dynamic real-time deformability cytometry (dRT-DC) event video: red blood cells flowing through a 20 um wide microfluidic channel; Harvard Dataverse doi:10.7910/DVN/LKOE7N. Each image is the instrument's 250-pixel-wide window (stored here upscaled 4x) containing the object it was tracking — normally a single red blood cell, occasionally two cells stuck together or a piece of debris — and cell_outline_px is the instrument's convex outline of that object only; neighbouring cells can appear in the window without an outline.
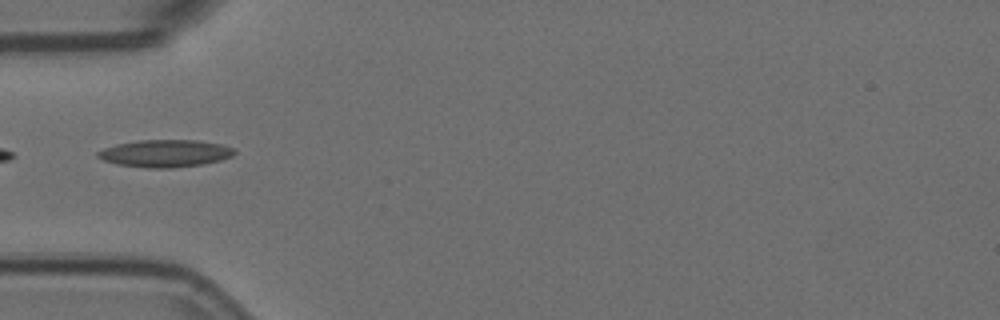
{"species": "Egyptian fruit bat (a non-hibernating species)", "species_latin": "Rousettus aegyptiacus", "temperature_condition": "room temperature", "stored_images_in_passage": 12, "camera_frame_rate_fps": 3000, "um_per_image_px": 0.085, "animal": {"sex": "female"}, "frame": {"image": 1, "passage_image": 2, "time_ms": 0.333, "image_size_px": [1000, 320], "cell_outline_px": [[236, 152], [232, 156], [220, 160], [204, 164], [172, 168], [148, 168], [116, 164], [104, 160], [96, 156], [96, 152], [104, 148], [116, 144], [140, 140], [196, 140], [224, 144], [236, 148]], "centroid_in_image_um": [14.07, 13.03], "position_along_channel_um": 70.9, "area_um2": 21.96}}
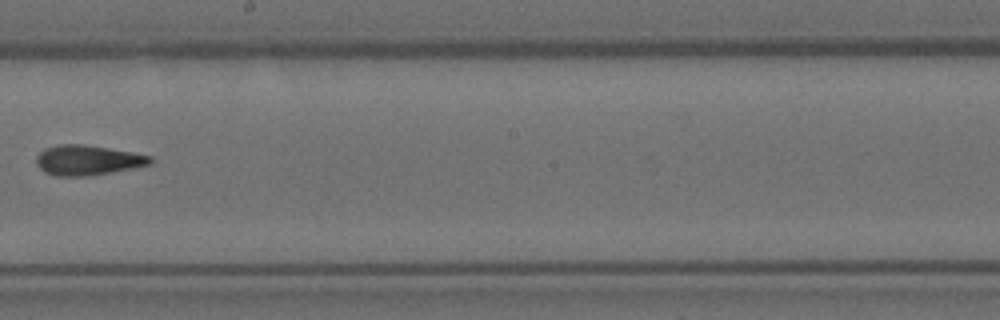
{"frame": {"image": 2, "passage_image": 6, "time_ms": 1.667, "image_size_px": [1000, 320], "cell_outline_px": [[152, 164], [88, 176], [56, 176], [44, 172], [36, 164], [36, 156], [44, 148], [60, 144], [84, 144], [132, 152], [152, 156]], "centroid_in_image_um": [7.42, 13.61], "position_along_channel_um": 240.8, "area_um2": 19.88}}
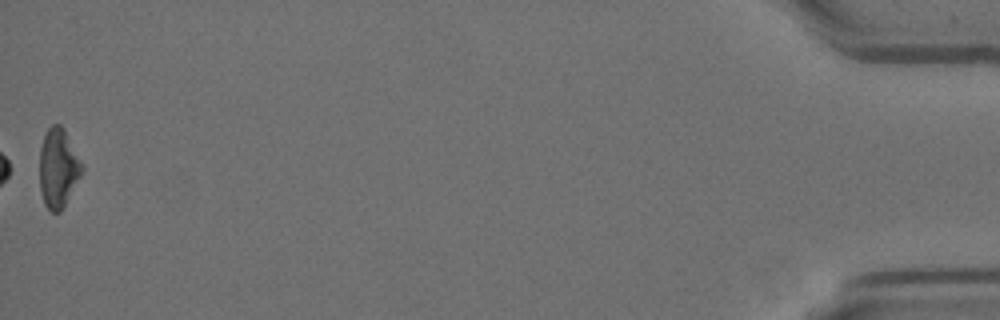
{"frame": {"image": 3, "passage_image": 12, "time_ms": 3.667, "image_size_px": [1000, 320], "cell_outline_px": [[84, 168], [80, 176], [60, 212], [52, 212], [44, 204], [40, 188], [40, 148], [44, 132], [52, 124], [60, 124], [64, 128]], "centroid_in_image_um": [4.93, 14.25], "position_along_channel_um": 430.3, "area_um2": 19.31}}